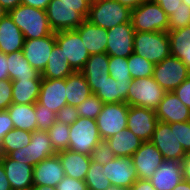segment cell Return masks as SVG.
Returning a JSON list of instances; mask_svg holds the SVG:
<instances>
[{
  "label": "cell",
  "instance_id": "6da1fadb",
  "mask_svg": "<svg viewBox=\"0 0 190 190\" xmlns=\"http://www.w3.org/2000/svg\"><path fill=\"white\" fill-rule=\"evenodd\" d=\"M8 14L20 28L24 39H39L54 33L45 10L20 4Z\"/></svg>",
  "mask_w": 190,
  "mask_h": 190
},
{
  "label": "cell",
  "instance_id": "7a4b0ae2",
  "mask_svg": "<svg viewBox=\"0 0 190 190\" xmlns=\"http://www.w3.org/2000/svg\"><path fill=\"white\" fill-rule=\"evenodd\" d=\"M131 11L130 7L116 0H96L90 5L86 20L109 30L117 25L131 22Z\"/></svg>",
  "mask_w": 190,
  "mask_h": 190
},
{
  "label": "cell",
  "instance_id": "3957f363",
  "mask_svg": "<svg viewBox=\"0 0 190 190\" xmlns=\"http://www.w3.org/2000/svg\"><path fill=\"white\" fill-rule=\"evenodd\" d=\"M90 5H68L60 2H49L46 15L54 32L74 30L88 16Z\"/></svg>",
  "mask_w": 190,
  "mask_h": 190
},
{
  "label": "cell",
  "instance_id": "277c9868",
  "mask_svg": "<svg viewBox=\"0 0 190 190\" xmlns=\"http://www.w3.org/2000/svg\"><path fill=\"white\" fill-rule=\"evenodd\" d=\"M133 53L142 56L154 65L171 56L167 32H135Z\"/></svg>",
  "mask_w": 190,
  "mask_h": 190
},
{
  "label": "cell",
  "instance_id": "5b68a950",
  "mask_svg": "<svg viewBox=\"0 0 190 190\" xmlns=\"http://www.w3.org/2000/svg\"><path fill=\"white\" fill-rule=\"evenodd\" d=\"M168 16L154 0H145L131 11L135 32H167Z\"/></svg>",
  "mask_w": 190,
  "mask_h": 190
},
{
  "label": "cell",
  "instance_id": "8992f818",
  "mask_svg": "<svg viewBox=\"0 0 190 190\" xmlns=\"http://www.w3.org/2000/svg\"><path fill=\"white\" fill-rule=\"evenodd\" d=\"M69 150L91 156L94 148L102 140L96 120L80 117L69 126Z\"/></svg>",
  "mask_w": 190,
  "mask_h": 190
},
{
  "label": "cell",
  "instance_id": "52a82bcc",
  "mask_svg": "<svg viewBox=\"0 0 190 190\" xmlns=\"http://www.w3.org/2000/svg\"><path fill=\"white\" fill-rule=\"evenodd\" d=\"M166 91L153 77L135 79L127 93V104L156 110Z\"/></svg>",
  "mask_w": 190,
  "mask_h": 190
},
{
  "label": "cell",
  "instance_id": "ba28073f",
  "mask_svg": "<svg viewBox=\"0 0 190 190\" xmlns=\"http://www.w3.org/2000/svg\"><path fill=\"white\" fill-rule=\"evenodd\" d=\"M56 154L57 152L52 147L48 132L36 130L32 132L31 142L27 146L14 150L7 156L10 159L27 163L34 167L42 160Z\"/></svg>",
  "mask_w": 190,
  "mask_h": 190
},
{
  "label": "cell",
  "instance_id": "9c48e42d",
  "mask_svg": "<svg viewBox=\"0 0 190 190\" xmlns=\"http://www.w3.org/2000/svg\"><path fill=\"white\" fill-rule=\"evenodd\" d=\"M128 108L129 105L125 102L103 104L101 112L96 118L102 140H106L127 128Z\"/></svg>",
  "mask_w": 190,
  "mask_h": 190
},
{
  "label": "cell",
  "instance_id": "30bf717a",
  "mask_svg": "<svg viewBox=\"0 0 190 190\" xmlns=\"http://www.w3.org/2000/svg\"><path fill=\"white\" fill-rule=\"evenodd\" d=\"M190 76V69L182 60L169 56L154 65L153 79L166 91L175 90L183 81Z\"/></svg>",
  "mask_w": 190,
  "mask_h": 190
},
{
  "label": "cell",
  "instance_id": "8fae6325",
  "mask_svg": "<svg viewBox=\"0 0 190 190\" xmlns=\"http://www.w3.org/2000/svg\"><path fill=\"white\" fill-rule=\"evenodd\" d=\"M162 153L164 160H179L187 154L176 137V122L165 123L158 121L150 140Z\"/></svg>",
  "mask_w": 190,
  "mask_h": 190
},
{
  "label": "cell",
  "instance_id": "7c38bea8",
  "mask_svg": "<svg viewBox=\"0 0 190 190\" xmlns=\"http://www.w3.org/2000/svg\"><path fill=\"white\" fill-rule=\"evenodd\" d=\"M56 44L62 49L74 71L80 72L90 57L80 34L74 30L56 32Z\"/></svg>",
  "mask_w": 190,
  "mask_h": 190
},
{
  "label": "cell",
  "instance_id": "4fadbf2b",
  "mask_svg": "<svg viewBox=\"0 0 190 190\" xmlns=\"http://www.w3.org/2000/svg\"><path fill=\"white\" fill-rule=\"evenodd\" d=\"M135 30L131 22L107 30L106 53L109 56L128 58L133 53Z\"/></svg>",
  "mask_w": 190,
  "mask_h": 190
},
{
  "label": "cell",
  "instance_id": "5bb4252c",
  "mask_svg": "<svg viewBox=\"0 0 190 190\" xmlns=\"http://www.w3.org/2000/svg\"><path fill=\"white\" fill-rule=\"evenodd\" d=\"M131 158L138 178L143 180H149L164 161L162 153L151 141L142 142Z\"/></svg>",
  "mask_w": 190,
  "mask_h": 190
},
{
  "label": "cell",
  "instance_id": "9a60e30c",
  "mask_svg": "<svg viewBox=\"0 0 190 190\" xmlns=\"http://www.w3.org/2000/svg\"><path fill=\"white\" fill-rule=\"evenodd\" d=\"M157 123L158 118L154 110L139 106H129L127 128L143 142L151 140Z\"/></svg>",
  "mask_w": 190,
  "mask_h": 190
},
{
  "label": "cell",
  "instance_id": "2e32d148",
  "mask_svg": "<svg viewBox=\"0 0 190 190\" xmlns=\"http://www.w3.org/2000/svg\"><path fill=\"white\" fill-rule=\"evenodd\" d=\"M56 44V32L39 39H25L22 51L29 64L42 73Z\"/></svg>",
  "mask_w": 190,
  "mask_h": 190
},
{
  "label": "cell",
  "instance_id": "e0dca14e",
  "mask_svg": "<svg viewBox=\"0 0 190 190\" xmlns=\"http://www.w3.org/2000/svg\"><path fill=\"white\" fill-rule=\"evenodd\" d=\"M102 174L110 181L111 185L121 188H131L139 179L131 157H115L104 164Z\"/></svg>",
  "mask_w": 190,
  "mask_h": 190
},
{
  "label": "cell",
  "instance_id": "ac0fdd59",
  "mask_svg": "<svg viewBox=\"0 0 190 190\" xmlns=\"http://www.w3.org/2000/svg\"><path fill=\"white\" fill-rule=\"evenodd\" d=\"M38 102L55 113H57L63 106L67 105L66 78H42Z\"/></svg>",
  "mask_w": 190,
  "mask_h": 190
},
{
  "label": "cell",
  "instance_id": "d6986e66",
  "mask_svg": "<svg viewBox=\"0 0 190 190\" xmlns=\"http://www.w3.org/2000/svg\"><path fill=\"white\" fill-rule=\"evenodd\" d=\"M158 121L165 123L188 122L190 121V108L171 92H166L155 110Z\"/></svg>",
  "mask_w": 190,
  "mask_h": 190
},
{
  "label": "cell",
  "instance_id": "ffe728a7",
  "mask_svg": "<svg viewBox=\"0 0 190 190\" xmlns=\"http://www.w3.org/2000/svg\"><path fill=\"white\" fill-rule=\"evenodd\" d=\"M0 161L12 189L29 190L33 187V166L0 155Z\"/></svg>",
  "mask_w": 190,
  "mask_h": 190
},
{
  "label": "cell",
  "instance_id": "44dd1931",
  "mask_svg": "<svg viewBox=\"0 0 190 190\" xmlns=\"http://www.w3.org/2000/svg\"><path fill=\"white\" fill-rule=\"evenodd\" d=\"M32 176L33 186L44 185L56 187L65 176L59 156L56 154L35 165Z\"/></svg>",
  "mask_w": 190,
  "mask_h": 190
},
{
  "label": "cell",
  "instance_id": "7402d4cb",
  "mask_svg": "<svg viewBox=\"0 0 190 190\" xmlns=\"http://www.w3.org/2000/svg\"><path fill=\"white\" fill-rule=\"evenodd\" d=\"M182 180V163L173 159L164 160L149 179L156 190H173Z\"/></svg>",
  "mask_w": 190,
  "mask_h": 190
},
{
  "label": "cell",
  "instance_id": "603a6c76",
  "mask_svg": "<svg viewBox=\"0 0 190 190\" xmlns=\"http://www.w3.org/2000/svg\"><path fill=\"white\" fill-rule=\"evenodd\" d=\"M108 65L109 55L107 53L93 54L90 55L84 68L80 71L86 78L92 94L109 76Z\"/></svg>",
  "mask_w": 190,
  "mask_h": 190
},
{
  "label": "cell",
  "instance_id": "cb8c5ba5",
  "mask_svg": "<svg viewBox=\"0 0 190 190\" xmlns=\"http://www.w3.org/2000/svg\"><path fill=\"white\" fill-rule=\"evenodd\" d=\"M66 176L84 181L91 164V156L72 150L57 152Z\"/></svg>",
  "mask_w": 190,
  "mask_h": 190
},
{
  "label": "cell",
  "instance_id": "d4e9b609",
  "mask_svg": "<svg viewBox=\"0 0 190 190\" xmlns=\"http://www.w3.org/2000/svg\"><path fill=\"white\" fill-rule=\"evenodd\" d=\"M90 55L106 53L107 30L85 20L75 29Z\"/></svg>",
  "mask_w": 190,
  "mask_h": 190
},
{
  "label": "cell",
  "instance_id": "484cf974",
  "mask_svg": "<svg viewBox=\"0 0 190 190\" xmlns=\"http://www.w3.org/2000/svg\"><path fill=\"white\" fill-rule=\"evenodd\" d=\"M24 35L20 28L7 14L0 20V52L10 54L21 51L24 45Z\"/></svg>",
  "mask_w": 190,
  "mask_h": 190
},
{
  "label": "cell",
  "instance_id": "4316f807",
  "mask_svg": "<svg viewBox=\"0 0 190 190\" xmlns=\"http://www.w3.org/2000/svg\"><path fill=\"white\" fill-rule=\"evenodd\" d=\"M133 79L115 80L110 75L99 86V89L94 93L103 103H119L127 104V93Z\"/></svg>",
  "mask_w": 190,
  "mask_h": 190
},
{
  "label": "cell",
  "instance_id": "83f0119b",
  "mask_svg": "<svg viewBox=\"0 0 190 190\" xmlns=\"http://www.w3.org/2000/svg\"><path fill=\"white\" fill-rule=\"evenodd\" d=\"M42 78L17 79L12 81V102L35 104L39 98Z\"/></svg>",
  "mask_w": 190,
  "mask_h": 190
},
{
  "label": "cell",
  "instance_id": "f1b7e54d",
  "mask_svg": "<svg viewBox=\"0 0 190 190\" xmlns=\"http://www.w3.org/2000/svg\"><path fill=\"white\" fill-rule=\"evenodd\" d=\"M106 141L116 157H131L143 142L128 128L109 137Z\"/></svg>",
  "mask_w": 190,
  "mask_h": 190
},
{
  "label": "cell",
  "instance_id": "f546056e",
  "mask_svg": "<svg viewBox=\"0 0 190 190\" xmlns=\"http://www.w3.org/2000/svg\"><path fill=\"white\" fill-rule=\"evenodd\" d=\"M6 110L10 115L14 128L29 132L38 130L35 104L12 103Z\"/></svg>",
  "mask_w": 190,
  "mask_h": 190
},
{
  "label": "cell",
  "instance_id": "4dcf8cb0",
  "mask_svg": "<svg viewBox=\"0 0 190 190\" xmlns=\"http://www.w3.org/2000/svg\"><path fill=\"white\" fill-rule=\"evenodd\" d=\"M74 72L75 71L70 66L68 59L65 58L62 49L55 44L49 56L47 65L41 73L42 78L64 79Z\"/></svg>",
  "mask_w": 190,
  "mask_h": 190
},
{
  "label": "cell",
  "instance_id": "1f68e13d",
  "mask_svg": "<svg viewBox=\"0 0 190 190\" xmlns=\"http://www.w3.org/2000/svg\"><path fill=\"white\" fill-rule=\"evenodd\" d=\"M91 94L90 86L81 72L75 71L66 77V99L68 105L77 107Z\"/></svg>",
  "mask_w": 190,
  "mask_h": 190
},
{
  "label": "cell",
  "instance_id": "d6a6232c",
  "mask_svg": "<svg viewBox=\"0 0 190 190\" xmlns=\"http://www.w3.org/2000/svg\"><path fill=\"white\" fill-rule=\"evenodd\" d=\"M7 65L9 79L11 81L17 79L42 78L41 73L29 64L22 50L7 54Z\"/></svg>",
  "mask_w": 190,
  "mask_h": 190
},
{
  "label": "cell",
  "instance_id": "836d02e7",
  "mask_svg": "<svg viewBox=\"0 0 190 190\" xmlns=\"http://www.w3.org/2000/svg\"><path fill=\"white\" fill-rule=\"evenodd\" d=\"M167 33L170 39L171 56L182 60L190 69V25Z\"/></svg>",
  "mask_w": 190,
  "mask_h": 190
},
{
  "label": "cell",
  "instance_id": "e575fe53",
  "mask_svg": "<svg viewBox=\"0 0 190 190\" xmlns=\"http://www.w3.org/2000/svg\"><path fill=\"white\" fill-rule=\"evenodd\" d=\"M31 136L32 132L13 128L0 142V155H8L14 150L27 146L31 142Z\"/></svg>",
  "mask_w": 190,
  "mask_h": 190
},
{
  "label": "cell",
  "instance_id": "d590c367",
  "mask_svg": "<svg viewBox=\"0 0 190 190\" xmlns=\"http://www.w3.org/2000/svg\"><path fill=\"white\" fill-rule=\"evenodd\" d=\"M47 132L52 147L56 152L69 148V125L55 121Z\"/></svg>",
  "mask_w": 190,
  "mask_h": 190
},
{
  "label": "cell",
  "instance_id": "8d00e7d4",
  "mask_svg": "<svg viewBox=\"0 0 190 190\" xmlns=\"http://www.w3.org/2000/svg\"><path fill=\"white\" fill-rule=\"evenodd\" d=\"M103 171L104 165L91 161L86 178L84 180L88 189L106 190L111 186V183L106 178L105 174H102Z\"/></svg>",
  "mask_w": 190,
  "mask_h": 190
},
{
  "label": "cell",
  "instance_id": "74e56055",
  "mask_svg": "<svg viewBox=\"0 0 190 190\" xmlns=\"http://www.w3.org/2000/svg\"><path fill=\"white\" fill-rule=\"evenodd\" d=\"M128 68L133 80L152 77L154 64L136 53L128 57Z\"/></svg>",
  "mask_w": 190,
  "mask_h": 190
},
{
  "label": "cell",
  "instance_id": "f35d334b",
  "mask_svg": "<svg viewBox=\"0 0 190 190\" xmlns=\"http://www.w3.org/2000/svg\"><path fill=\"white\" fill-rule=\"evenodd\" d=\"M109 75L115 80L132 79L128 68V58L109 56Z\"/></svg>",
  "mask_w": 190,
  "mask_h": 190
},
{
  "label": "cell",
  "instance_id": "ab89813d",
  "mask_svg": "<svg viewBox=\"0 0 190 190\" xmlns=\"http://www.w3.org/2000/svg\"><path fill=\"white\" fill-rule=\"evenodd\" d=\"M189 25L190 6L182 2L168 18V31L178 30Z\"/></svg>",
  "mask_w": 190,
  "mask_h": 190
},
{
  "label": "cell",
  "instance_id": "60d3db41",
  "mask_svg": "<svg viewBox=\"0 0 190 190\" xmlns=\"http://www.w3.org/2000/svg\"><path fill=\"white\" fill-rule=\"evenodd\" d=\"M103 101L97 97L95 94H91L87 99H85L78 108V115L80 117H86L96 120L97 116L101 112Z\"/></svg>",
  "mask_w": 190,
  "mask_h": 190
},
{
  "label": "cell",
  "instance_id": "b9f144b4",
  "mask_svg": "<svg viewBox=\"0 0 190 190\" xmlns=\"http://www.w3.org/2000/svg\"><path fill=\"white\" fill-rule=\"evenodd\" d=\"M35 111L38 130L47 132L56 121V113L38 101L35 103Z\"/></svg>",
  "mask_w": 190,
  "mask_h": 190
},
{
  "label": "cell",
  "instance_id": "7bdbcfd3",
  "mask_svg": "<svg viewBox=\"0 0 190 190\" xmlns=\"http://www.w3.org/2000/svg\"><path fill=\"white\" fill-rule=\"evenodd\" d=\"M115 157L106 140H101L91 153V160L102 165L112 161Z\"/></svg>",
  "mask_w": 190,
  "mask_h": 190
},
{
  "label": "cell",
  "instance_id": "ee69618b",
  "mask_svg": "<svg viewBox=\"0 0 190 190\" xmlns=\"http://www.w3.org/2000/svg\"><path fill=\"white\" fill-rule=\"evenodd\" d=\"M78 108L76 106L65 105L56 113V121L64 123L66 125H72L77 119Z\"/></svg>",
  "mask_w": 190,
  "mask_h": 190
},
{
  "label": "cell",
  "instance_id": "f6af8a7d",
  "mask_svg": "<svg viewBox=\"0 0 190 190\" xmlns=\"http://www.w3.org/2000/svg\"><path fill=\"white\" fill-rule=\"evenodd\" d=\"M176 137L185 152H190V121L176 122Z\"/></svg>",
  "mask_w": 190,
  "mask_h": 190
},
{
  "label": "cell",
  "instance_id": "bcb514c9",
  "mask_svg": "<svg viewBox=\"0 0 190 190\" xmlns=\"http://www.w3.org/2000/svg\"><path fill=\"white\" fill-rule=\"evenodd\" d=\"M12 103V81L0 80V110H6Z\"/></svg>",
  "mask_w": 190,
  "mask_h": 190
},
{
  "label": "cell",
  "instance_id": "7dc6e473",
  "mask_svg": "<svg viewBox=\"0 0 190 190\" xmlns=\"http://www.w3.org/2000/svg\"><path fill=\"white\" fill-rule=\"evenodd\" d=\"M56 190H88L85 181L78 180L69 176L64 178L56 185Z\"/></svg>",
  "mask_w": 190,
  "mask_h": 190
},
{
  "label": "cell",
  "instance_id": "c3c4849f",
  "mask_svg": "<svg viewBox=\"0 0 190 190\" xmlns=\"http://www.w3.org/2000/svg\"><path fill=\"white\" fill-rule=\"evenodd\" d=\"M173 92L185 106L190 108V76L173 90Z\"/></svg>",
  "mask_w": 190,
  "mask_h": 190
},
{
  "label": "cell",
  "instance_id": "681fc988",
  "mask_svg": "<svg viewBox=\"0 0 190 190\" xmlns=\"http://www.w3.org/2000/svg\"><path fill=\"white\" fill-rule=\"evenodd\" d=\"M14 128L7 110H0V142L7 132Z\"/></svg>",
  "mask_w": 190,
  "mask_h": 190
},
{
  "label": "cell",
  "instance_id": "f907efd6",
  "mask_svg": "<svg viewBox=\"0 0 190 190\" xmlns=\"http://www.w3.org/2000/svg\"><path fill=\"white\" fill-rule=\"evenodd\" d=\"M169 17L182 4V0H154Z\"/></svg>",
  "mask_w": 190,
  "mask_h": 190
},
{
  "label": "cell",
  "instance_id": "816d5d0a",
  "mask_svg": "<svg viewBox=\"0 0 190 190\" xmlns=\"http://www.w3.org/2000/svg\"><path fill=\"white\" fill-rule=\"evenodd\" d=\"M9 79L7 54L0 52V80Z\"/></svg>",
  "mask_w": 190,
  "mask_h": 190
},
{
  "label": "cell",
  "instance_id": "f5cc1de1",
  "mask_svg": "<svg viewBox=\"0 0 190 190\" xmlns=\"http://www.w3.org/2000/svg\"><path fill=\"white\" fill-rule=\"evenodd\" d=\"M50 1L51 0H21V4L46 10Z\"/></svg>",
  "mask_w": 190,
  "mask_h": 190
},
{
  "label": "cell",
  "instance_id": "db71d44e",
  "mask_svg": "<svg viewBox=\"0 0 190 190\" xmlns=\"http://www.w3.org/2000/svg\"><path fill=\"white\" fill-rule=\"evenodd\" d=\"M132 190H156L149 180L137 179L131 187Z\"/></svg>",
  "mask_w": 190,
  "mask_h": 190
},
{
  "label": "cell",
  "instance_id": "11a10c76",
  "mask_svg": "<svg viewBox=\"0 0 190 190\" xmlns=\"http://www.w3.org/2000/svg\"><path fill=\"white\" fill-rule=\"evenodd\" d=\"M183 179L190 182V152L182 159Z\"/></svg>",
  "mask_w": 190,
  "mask_h": 190
},
{
  "label": "cell",
  "instance_id": "9f6ffc18",
  "mask_svg": "<svg viewBox=\"0 0 190 190\" xmlns=\"http://www.w3.org/2000/svg\"><path fill=\"white\" fill-rule=\"evenodd\" d=\"M0 190H12L10 182L5 174L4 166L0 161Z\"/></svg>",
  "mask_w": 190,
  "mask_h": 190
},
{
  "label": "cell",
  "instance_id": "6f0895ef",
  "mask_svg": "<svg viewBox=\"0 0 190 190\" xmlns=\"http://www.w3.org/2000/svg\"><path fill=\"white\" fill-rule=\"evenodd\" d=\"M0 4L6 11L15 9L18 5L21 4V0H0Z\"/></svg>",
  "mask_w": 190,
  "mask_h": 190
},
{
  "label": "cell",
  "instance_id": "680465c9",
  "mask_svg": "<svg viewBox=\"0 0 190 190\" xmlns=\"http://www.w3.org/2000/svg\"><path fill=\"white\" fill-rule=\"evenodd\" d=\"M50 2H60L68 5H91L86 0H51Z\"/></svg>",
  "mask_w": 190,
  "mask_h": 190
},
{
  "label": "cell",
  "instance_id": "91938a15",
  "mask_svg": "<svg viewBox=\"0 0 190 190\" xmlns=\"http://www.w3.org/2000/svg\"><path fill=\"white\" fill-rule=\"evenodd\" d=\"M120 4L125 5L127 7H130L131 9L136 8L138 5H140L145 0H116Z\"/></svg>",
  "mask_w": 190,
  "mask_h": 190
},
{
  "label": "cell",
  "instance_id": "94428289",
  "mask_svg": "<svg viewBox=\"0 0 190 190\" xmlns=\"http://www.w3.org/2000/svg\"><path fill=\"white\" fill-rule=\"evenodd\" d=\"M173 190H190V182L183 179Z\"/></svg>",
  "mask_w": 190,
  "mask_h": 190
},
{
  "label": "cell",
  "instance_id": "6125c7cd",
  "mask_svg": "<svg viewBox=\"0 0 190 190\" xmlns=\"http://www.w3.org/2000/svg\"><path fill=\"white\" fill-rule=\"evenodd\" d=\"M31 190H56V188L52 186L41 185V186H33Z\"/></svg>",
  "mask_w": 190,
  "mask_h": 190
},
{
  "label": "cell",
  "instance_id": "be15d7a7",
  "mask_svg": "<svg viewBox=\"0 0 190 190\" xmlns=\"http://www.w3.org/2000/svg\"><path fill=\"white\" fill-rule=\"evenodd\" d=\"M8 14V11H6L2 5L0 4V20L4 18Z\"/></svg>",
  "mask_w": 190,
  "mask_h": 190
},
{
  "label": "cell",
  "instance_id": "e7e4bbea",
  "mask_svg": "<svg viewBox=\"0 0 190 190\" xmlns=\"http://www.w3.org/2000/svg\"><path fill=\"white\" fill-rule=\"evenodd\" d=\"M123 189H124V188L111 185V186L108 187L106 190H123ZM88 190H94V189H88Z\"/></svg>",
  "mask_w": 190,
  "mask_h": 190
},
{
  "label": "cell",
  "instance_id": "03108f58",
  "mask_svg": "<svg viewBox=\"0 0 190 190\" xmlns=\"http://www.w3.org/2000/svg\"><path fill=\"white\" fill-rule=\"evenodd\" d=\"M182 2L190 6V0H182Z\"/></svg>",
  "mask_w": 190,
  "mask_h": 190
},
{
  "label": "cell",
  "instance_id": "003e7915",
  "mask_svg": "<svg viewBox=\"0 0 190 190\" xmlns=\"http://www.w3.org/2000/svg\"><path fill=\"white\" fill-rule=\"evenodd\" d=\"M87 2H89L90 4H93L96 0H86Z\"/></svg>",
  "mask_w": 190,
  "mask_h": 190
},
{
  "label": "cell",
  "instance_id": "a7ac6f4b",
  "mask_svg": "<svg viewBox=\"0 0 190 190\" xmlns=\"http://www.w3.org/2000/svg\"><path fill=\"white\" fill-rule=\"evenodd\" d=\"M123 190H132L131 188H124Z\"/></svg>",
  "mask_w": 190,
  "mask_h": 190
}]
</instances>
